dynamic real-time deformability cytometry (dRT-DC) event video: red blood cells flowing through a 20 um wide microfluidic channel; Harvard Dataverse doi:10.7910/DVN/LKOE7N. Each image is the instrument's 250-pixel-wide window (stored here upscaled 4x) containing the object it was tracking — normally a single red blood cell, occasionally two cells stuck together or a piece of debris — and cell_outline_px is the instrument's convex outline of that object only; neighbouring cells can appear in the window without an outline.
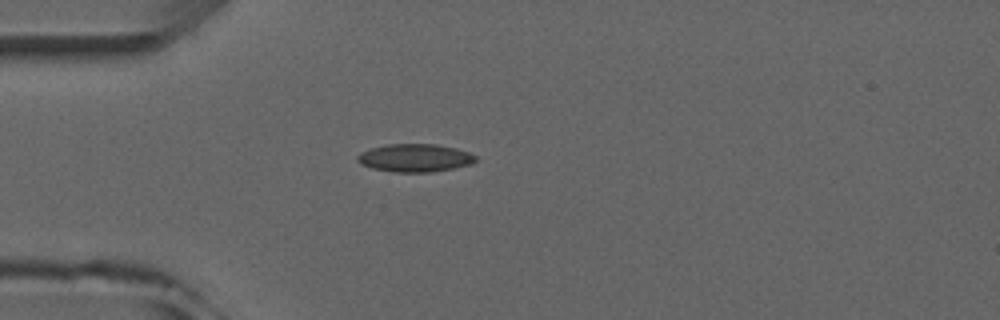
{"species": "common noctule bat (a hibernating species)", "species_latin": "Nyctalus noctula", "temperature_condition": "room temperature", "stored_images_in_passage": 2, "camera_frame_rate_fps": 3000, "um_per_image_px": 0.085, "animal": {"sex": "male", "forearm_length_mm": 52.5}, "frame": {"image": 1, "passage_image": 1, "time_ms": 0.0, "image_size_px": [1000, 320], "cell_outline_px": [[476, 160], [472, 164], [432, 172], [392, 172], [372, 168], [360, 164], [356, 160], [356, 156], [360, 152], [372, 148], [388, 144], [436, 144], [456, 148], [468, 152], [476, 156]], "centroid_in_image_um": [35.24, 13.42], "position_along_channel_um": 49.8, "area_um2": 19.31}}